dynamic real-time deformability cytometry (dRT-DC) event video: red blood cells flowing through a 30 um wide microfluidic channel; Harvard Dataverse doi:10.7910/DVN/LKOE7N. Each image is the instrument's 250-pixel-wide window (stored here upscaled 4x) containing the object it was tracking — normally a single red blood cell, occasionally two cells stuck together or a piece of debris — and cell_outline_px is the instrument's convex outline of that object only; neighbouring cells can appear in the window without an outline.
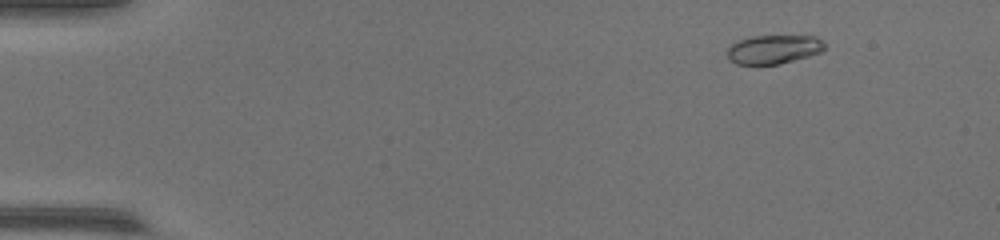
{"species": "common noctule bat (a hibernating species)", "species_latin": "Nyctalus noctula", "temperature_condition": "warm", "stored_images_in_passage": 55, "camera_frame_rate_fps": 3000, "um_per_image_px": 0.085, "animal": {"sex": "female", "body_mass_g": 17.0, "forearm_length_mm": 48.0}, "frame": {"image": 1, "passage_image": 7, "time_ms": 2.0, "image_size_px": [1000, 240], "cell_outline_px": [[824, 48], [820, 52], [808, 56], [780, 64], [736, 64], [728, 60], [728, 48], [736, 40], [752, 36], [812, 36], [820, 40], [824, 44]], "centroid_in_image_um": [65.7, 4.2], "position_along_channel_um": 19.3, "area_um2": 16.24}}
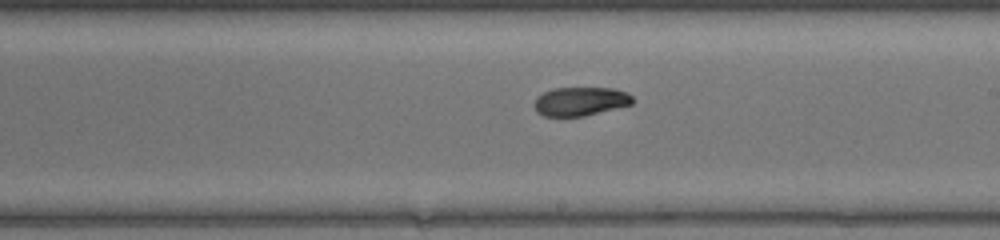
{"frame": {"image": 2, "passage_image": 33, "time_ms": 10.667, "image_size_px": [1000, 240], "cell_outline_px": [[636, 100], [632, 104], [584, 116], [544, 116], [536, 112], [532, 104], [536, 96], [552, 88], [612, 88], [628, 92]], "centroid_in_image_um": [49.31, 8.61], "position_along_channel_um": 239.7, "area_um2": 16.7}}
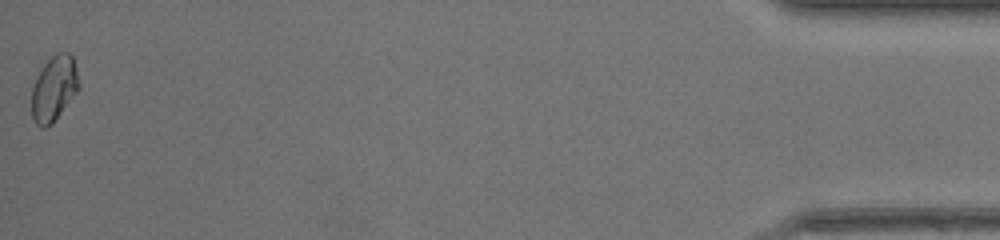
{"frame": {"image": 3, "passage_image": 55, "time_ms": 18.0, "image_size_px": [1000, 240], "cell_outline_px": [[80, 88], [52, 124], [44, 128], [40, 128], [36, 124], [32, 116], [32, 88], [36, 76], [44, 64], [56, 52], [68, 52], [72, 56], [76, 68], [80, 84]], "centroid_in_image_um": [4.59, 7.52], "position_along_channel_um": 430.6, "area_um2": 18.03}}